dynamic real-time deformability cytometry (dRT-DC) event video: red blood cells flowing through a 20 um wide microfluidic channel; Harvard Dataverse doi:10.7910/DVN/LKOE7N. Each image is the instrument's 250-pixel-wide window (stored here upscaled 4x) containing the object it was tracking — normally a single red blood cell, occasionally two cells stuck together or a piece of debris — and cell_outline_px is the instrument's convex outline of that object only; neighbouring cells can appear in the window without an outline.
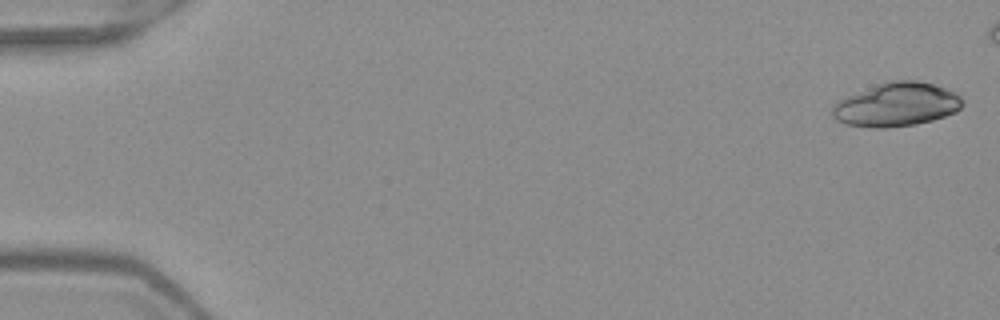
{"species": "Egyptian fruit bat (a non-hibernating species)", "species_latin": "Rousettus aegyptiacus", "temperature_condition": "warm", "stored_images_in_passage": 14, "camera_frame_rate_fps": 3000, "um_per_image_px": 0.085, "frame": {"image": 1, "passage_image": 1, "time_ms": 0.0, "image_size_px": [1000, 320], "cell_outline_px": [[964, 104], [956, 112], [932, 120], [916, 124], [888, 128], [872, 128], [844, 124], [836, 120], [832, 116], [832, 104], [848, 96], [888, 80], [916, 80], [932, 84], [944, 88], [960, 96]], "centroid_in_image_um": [76.18, 8.91], "position_along_channel_um": 8.8, "area_um2": 33.06}}